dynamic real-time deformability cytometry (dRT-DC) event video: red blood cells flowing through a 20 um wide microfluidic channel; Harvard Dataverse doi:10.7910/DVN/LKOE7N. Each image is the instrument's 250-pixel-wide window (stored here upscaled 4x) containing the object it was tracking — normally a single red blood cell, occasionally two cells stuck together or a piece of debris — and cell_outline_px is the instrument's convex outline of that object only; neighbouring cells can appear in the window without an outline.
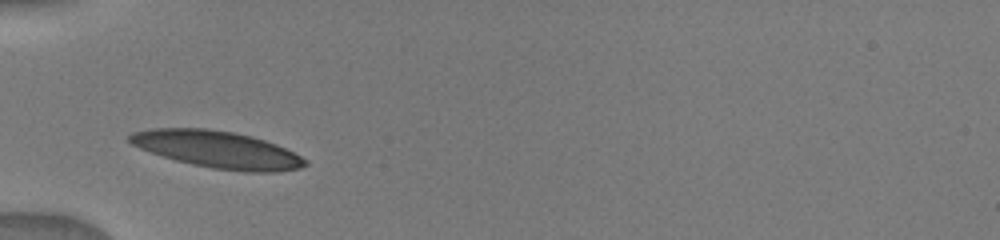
{"species": "human", "species_latin": "Homo sapiens", "temperature_condition": "warm", "stored_images_in_passage": 11, "camera_frame_rate_fps": 3000, "um_per_image_px": 0.085, "donor": {"sex": "male"}, "frame": {"image": 1, "passage_image": 1, "time_ms": 0.0, "image_size_px": [1000, 240], "cell_outline_px": [[308, 164], [300, 168], [276, 172], [244, 172], [212, 168], [176, 160], [140, 148], [132, 144], [128, 140], [128, 136], [132, 132], [152, 128], [208, 128], [232, 132], [252, 136], [276, 144], [308, 160]], "centroid_in_image_um": [18.49, 12.7], "position_along_channel_um": 66.5, "area_um2": 37.63}}
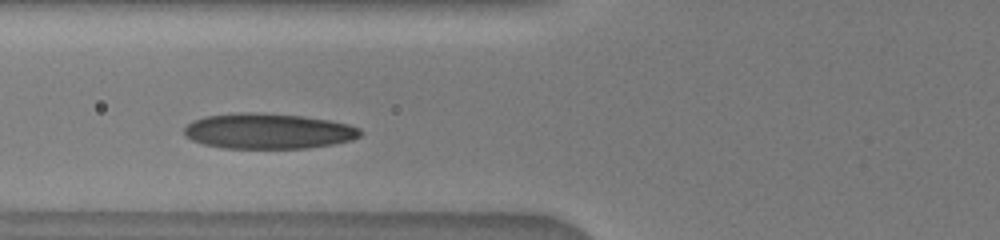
{"frame": {"image": 2, "passage_image": 4, "time_ms": 1.0, "image_size_px": [1000, 240], "cell_outline_px": [[364, 132], [360, 136], [352, 140], [332, 144], [308, 148], [224, 148], [204, 144], [192, 140], [184, 136], [184, 128], [192, 120], [204, 116], [240, 112], [256, 112], [300, 116], [328, 120], [348, 124], [360, 128]], "centroid_in_image_um": [22.78, 11.14], "position_along_channel_um": 103.0, "area_um2": 36.47}}